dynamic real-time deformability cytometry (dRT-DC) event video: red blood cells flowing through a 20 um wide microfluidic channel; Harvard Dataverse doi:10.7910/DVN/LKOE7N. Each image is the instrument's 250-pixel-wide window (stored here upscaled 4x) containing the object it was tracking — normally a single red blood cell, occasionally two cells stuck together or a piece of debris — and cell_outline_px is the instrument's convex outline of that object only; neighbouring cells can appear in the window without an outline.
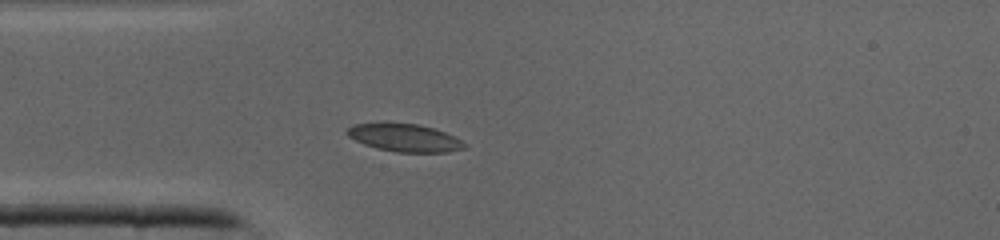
{"species": "common noctule bat (a hibernating species)", "species_latin": "Nyctalus noctula", "temperature_condition": "cold", "stored_images_in_passage": 39, "camera_frame_rate_fps": 3000, "um_per_image_px": 0.085, "animal": {"sex": "male", "body_mass_g": 19.0, "forearm_length_mm": 50.8}, "frame": {"image": 1, "passage_image": 9, "time_ms": 2.667, "image_size_px": [1000, 240], "cell_outline_px": [[468, 148], [448, 152], [396, 152], [376, 148], [364, 144], [348, 136], [344, 132], [352, 124], [416, 124], [432, 128], [444, 132], [468, 144]], "centroid_in_image_um": [34.41, 11.73], "position_along_channel_um": 50.6, "area_um2": 18.67}}
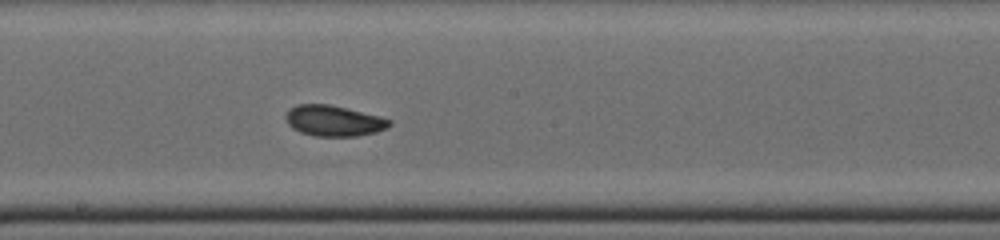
{"frame": {"image": 2, "passage_image": 20, "time_ms": 6.333, "image_size_px": [1000, 240], "cell_outline_px": [[392, 124], [388, 128], [376, 132], [356, 136], [316, 136], [300, 132], [292, 128], [288, 124], [288, 108], [296, 104], [328, 104], [380, 116], [392, 120]], "centroid_in_image_um": [28.4, 10.27], "position_along_channel_um": 219.8, "area_um2": 18.5}}
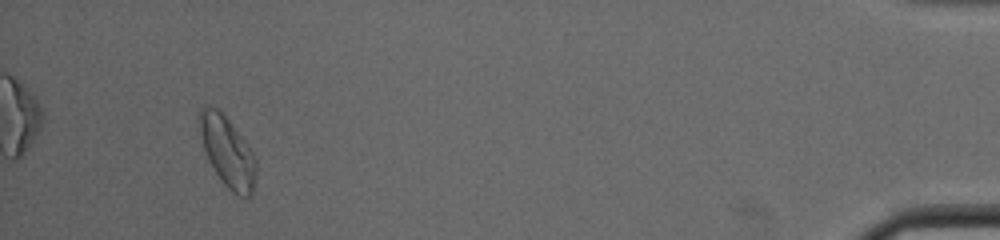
{"frame": {"image": 3, "passage_image": 37, "time_ms": 12.0, "image_size_px": [1000, 240], "cell_outline_px": [[256, 176], [252, 192], [248, 196], [240, 196], [232, 192], [224, 184], [216, 172], [204, 152], [196, 120], [200, 108], [216, 108], [228, 120], [248, 144], [256, 156]], "centroid_in_image_um": [19.32, 12.89], "position_along_channel_um": 415.9, "area_um2": 23.12}}